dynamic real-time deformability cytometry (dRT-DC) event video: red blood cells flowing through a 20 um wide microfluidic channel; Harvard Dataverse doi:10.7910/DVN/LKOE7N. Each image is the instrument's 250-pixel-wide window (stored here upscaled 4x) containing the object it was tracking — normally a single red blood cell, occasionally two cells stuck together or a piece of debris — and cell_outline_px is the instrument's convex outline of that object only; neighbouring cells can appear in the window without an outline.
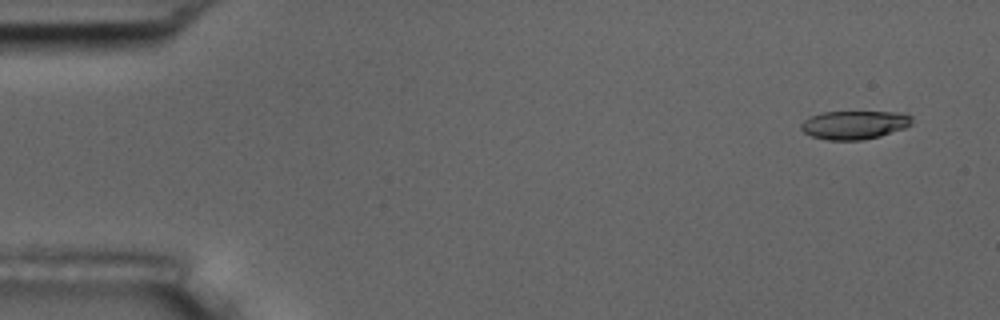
{"species": "common noctule bat (a hibernating species)", "species_latin": "Nyctalus noctula", "temperature_condition": "room temperature", "stored_images_in_passage": 4, "camera_frame_rate_fps": 3000, "um_per_image_px": 0.085, "animal": {"sex": "male", "body_mass_g": 17.5, "forearm_length_mm": 52.3}, "frame": {"image": 1, "passage_image": 1, "time_ms": 0.0, "image_size_px": [1000, 320], "cell_outline_px": [[912, 124], [904, 128], [880, 136], [860, 140], [828, 140], [812, 136], [804, 132], [800, 128], [800, 124], [808, 116], [824, 112], [900, 112], [912, 116]], "centroid_in_image_um": [72.61, 10.61], "position_along_channel_um": 12.4, "area_um2": 18.44}}